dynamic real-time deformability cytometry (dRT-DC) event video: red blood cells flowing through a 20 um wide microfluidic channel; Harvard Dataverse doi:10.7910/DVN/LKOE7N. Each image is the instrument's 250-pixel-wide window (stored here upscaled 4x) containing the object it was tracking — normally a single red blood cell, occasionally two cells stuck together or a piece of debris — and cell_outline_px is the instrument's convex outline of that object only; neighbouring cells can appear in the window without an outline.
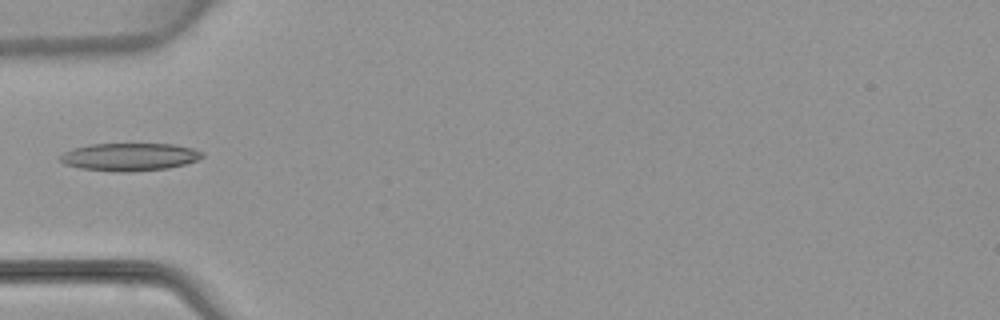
{"species": "common noctule bat (a hibernating species)", "species_latin": "Nyctalus noctula", "temperature_condition": "warm", "stored_images_in_passage": 4, "camera_frame_rate_fps": 3000, "um_per_image_px": 0.085, "animal": {"sex": "female", "body_mass_g": 22.7, "forearm_length_mm": 54.2}, "frame": {"image": 1, "passage_image": 4, "time_ms": 4.333, "image_size_px": [1000, 320], "cell_outline_px": [[204, 156], [196, 160], [184, 164], [168, 168], [128, 172], [120, 172], [80, 168], [64, 164], [60, 160], [60, 156], [64, 152], [88, 144], [176, 144], [192, 148], [204, 152]], "centroid_in_image_um": [11.03, 13.33], "position_along_channel_um": 74.0, "area_um2": 22.89}}